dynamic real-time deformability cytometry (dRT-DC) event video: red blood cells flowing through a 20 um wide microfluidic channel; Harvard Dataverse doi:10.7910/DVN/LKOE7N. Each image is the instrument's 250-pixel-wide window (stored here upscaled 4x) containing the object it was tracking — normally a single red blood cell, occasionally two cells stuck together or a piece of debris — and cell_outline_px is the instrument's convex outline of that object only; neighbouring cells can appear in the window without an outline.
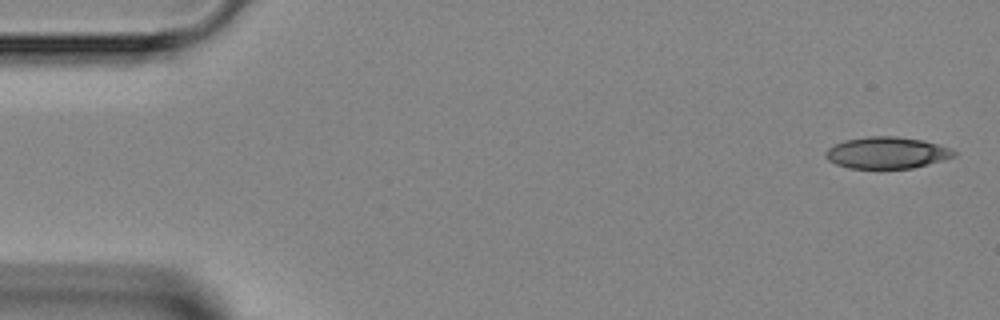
{"species": "Egyptian fruit bat (a non-hibernating species)", "species_latin": "Rousettus aegyptiacus", "temperature_condition": "room temperature", "stored_images_in_passage": 45, "camera_frame_rate_fps": 3000, "um_per_image_px": 0.085, "animal": {"sex": "female"}, "frame": {"image": 1, "passage_image": 1, "time_ms": 0.0, "image_size_px": [1000, 320], "cell_outline_px": [[956, 156], [944, 160], [912, 168], [848, 168], [836, 164], [828, 160], [824, 156], [824, 152], [828, 148], [844, 140], [868, 136], [896, 136], [924, 140], [952, 148], [956, 152]], "centroid_in_image_um": [75.39, 12.98], "position_along_channel_um": 9.6, "area_um2": 23.81}}
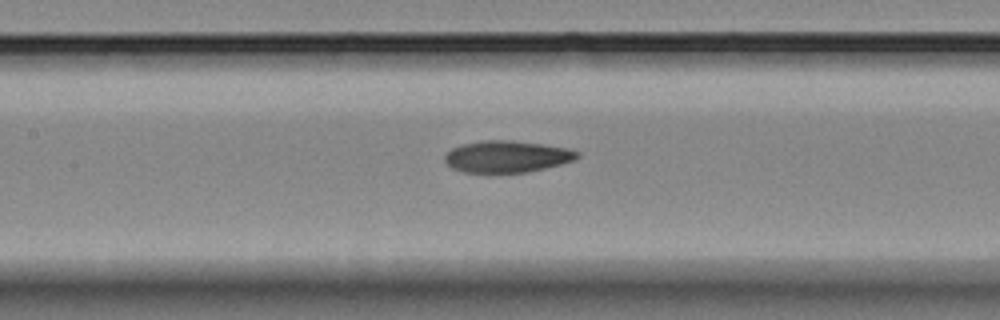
{"frame": {"image": 2, "passage_image": 20, "time_ms": 6.333, "image_size_px": [1000, 320], "cell_outline_px": [[580, 156], [576, 160], [528, 172], [464, 172], [452, 168], [444, 160], [444, 156], [452, 148], [460, 144], [484, 140], [512, 140], [568, 148], [580, 152]], "centroid_in_image_um": [43.1, 13.3], "position_along_channel_um": 164.3, "area_um2": 24.45}}
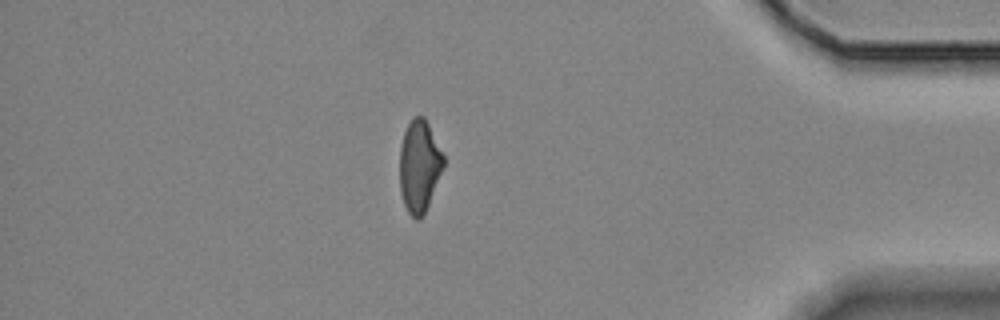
{"frame": {"image": 3, "passage_image": 39, "time_ms": 12.667, "image_size_px": [1000, 320], "cell_outline_px": [[444, 164], [428, 204], [424, 212], [416, 220], [408, 212], [404, 204], [400, 192], [400, 148], [404, 132], [408, 124], [416, 116], [424, 116], [444, 156]], "centroid_in_image_um": [35.62, 14.1], "position_along_channel_um": 399.6, "area_um2": 22.95}}